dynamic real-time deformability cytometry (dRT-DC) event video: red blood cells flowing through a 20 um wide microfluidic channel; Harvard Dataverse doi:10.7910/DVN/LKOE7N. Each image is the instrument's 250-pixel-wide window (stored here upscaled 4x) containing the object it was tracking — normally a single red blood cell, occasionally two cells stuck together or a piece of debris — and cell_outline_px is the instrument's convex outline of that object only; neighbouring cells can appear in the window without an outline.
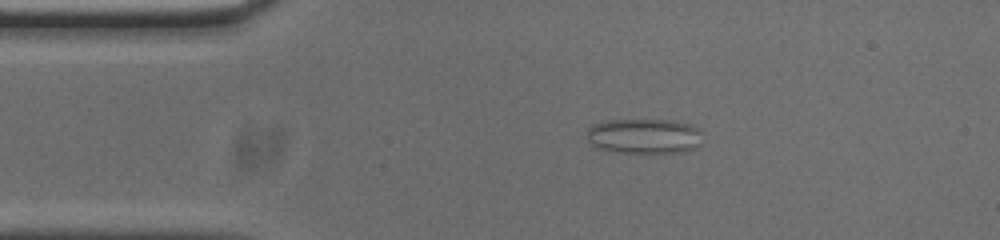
{"species": "common noctule bat (a hibernating species)", "species_latin": "Nyctalus noctula", "temperature_condition": "cold", "stored_images_in_passage": 45, "camera_frame_rate_fps": 3000, "um_per_image_px": 0.085, "animal": {"sex": "male", "body_mass_g": 20.0, "forearm_length_mm": 53.3}, "frame": {"image": 1, "passage_image": 2, "time_ms": 0.333, "image_size_px": [1000, 240], "cell_outline_px": [[700, 144], [684, 152], [620, 152], [600, 148], [592, 144], [588, 140], [588, 128], [592, 124], [608, 120], [668, 120], [688, 124], [696, 128], [700, 132]], "centroid_in_image_um": [54.73, 11.56], "position_along_channel_um": 30.3, "area_um2": 23.18}}
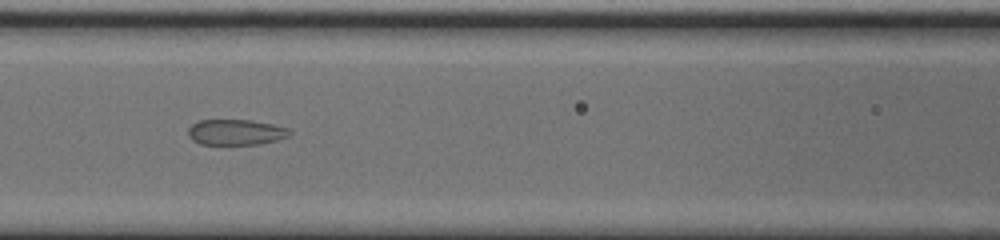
{"frame": {"image": 2, "passage_image": 14, "time_ms": 4.333, "image_size_px": [1000, 240], "cell_outline_px": [[292, 132], [288, 136], [276, 140], [260, 144], [200, 144], [192, 140], [188, 136], [188, 128], [192, 124], [200, 120], [248, 120], [272, 124], [288, 128]], "centroid_in_image_um": [20.02, 11.24], "position_along_channel_um": 146.6, "area_um2": 15.09}}
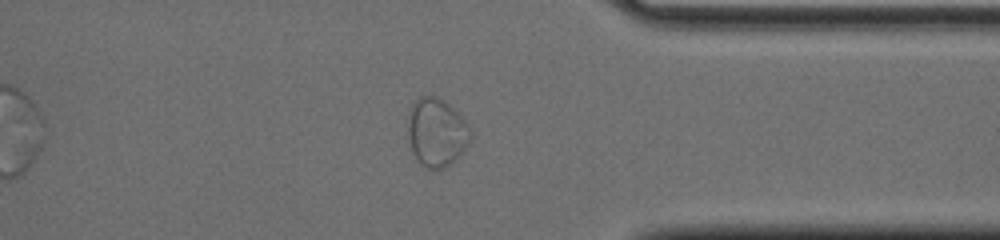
{"frame": {"image": 3, "passage_image": 33, "time_ms": 10.667, "image_size_px": [1000, 240], "cell_outline_px": [[472, 136], [468, 144], [444, 168], [432, 172], [424, 168], [420, 164], [412, 152], [408, 136], [408, 120], [412, 104], [420, 96], [436, 96], [444, 100], [468, 124]], "centroid_in_image_um": [37.08, 11.27], "position_along_channel_um": 374.3, "area_um2": 24.8}}